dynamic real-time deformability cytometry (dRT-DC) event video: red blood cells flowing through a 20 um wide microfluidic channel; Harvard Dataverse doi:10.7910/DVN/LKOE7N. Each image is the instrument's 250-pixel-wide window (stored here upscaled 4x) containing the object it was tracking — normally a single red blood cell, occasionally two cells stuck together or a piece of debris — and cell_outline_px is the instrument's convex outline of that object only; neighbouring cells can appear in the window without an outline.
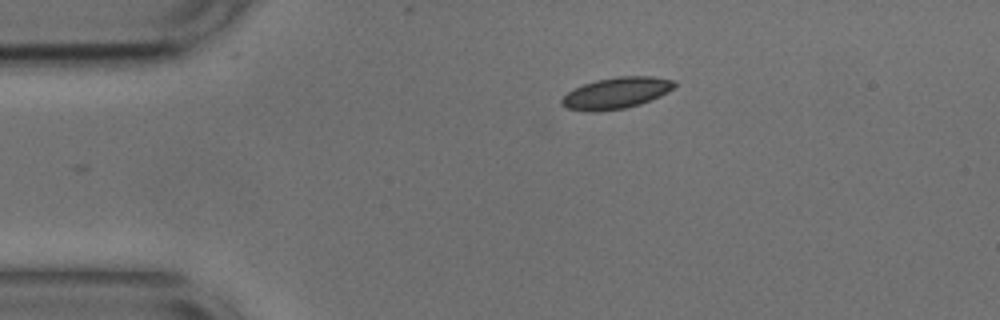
{"species": "common noctule bat (a hibernating species)", "species_latin": "Nyctalus noctula", "temperature_condition": "cold", "stored_images_in_passage": 38, "camera_frame_rate_fps": 3000, "um_per_image_px": 0.085, "animal": {"sex": "male", "body_mass_g": 17.9, "forearm_length_mm": 54.2}, "frame": {"image": 1, "passage_image": 1, "time_ms": 0.0, "image_size_px": [1000, 320], "cell_outline_px": [[676, 84], [668, 92], [660, 96], [640, 104], [624, 108], [592, 112], [568, 108], [560, 104], [560, 100], [568, 92], [584, 84], [596, 80], [616, 76], [652, 76], [676, 80]], "centroid_in_image_um": [52.4, 7.89], "position_along_channel_um": 32.6, "area_um2": 20.46}}
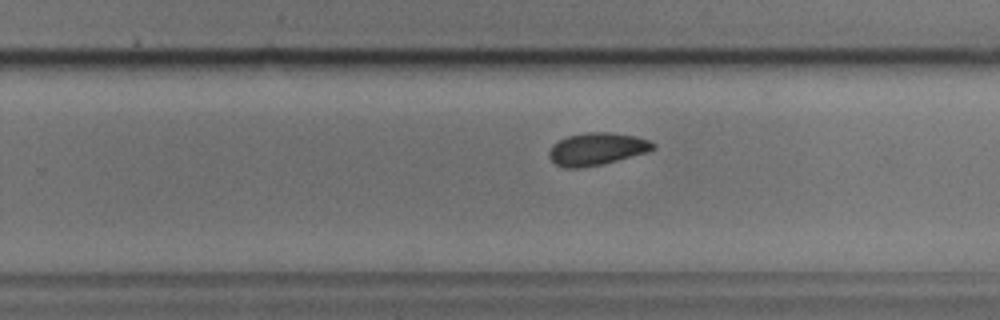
{"frame": {"image": 2, "passage_image": 24, "time_ms": 7.667, "image_size_px": [1000, 320], "cell_outline_px": [[656, 148], [648, 152], [604, 164], [580, 168], [564, 168], [556, 164], [548, 156], [548, 152], [552, 144], [568, 136], [584, 132], [612, 132], [636, 136], [648, 140], [656, 144]], "centroid_in_image_um": [50.74, 12.66], "position_along_channel_um": 279.1, "area_um2": 19.88}}
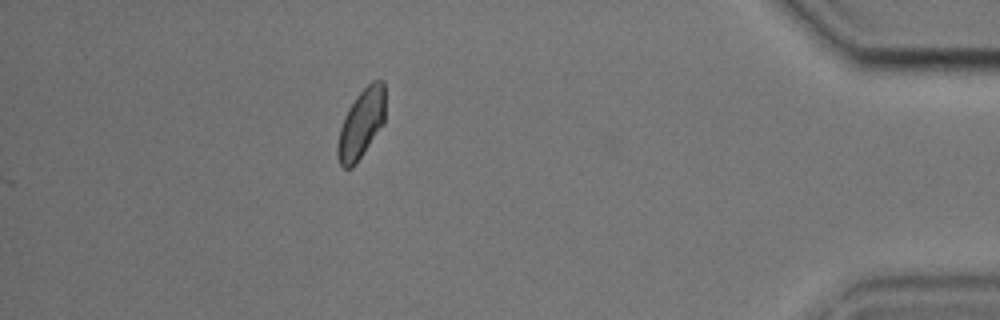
{"frame": {"image": 3, "passage_image": 38, "time_ms": 12.333, "image_size_px": [1000, 320], "cell_outline_px": [[384, 124], [356, 164], [352, 168], [344, 168], [340, 164], [336, 156], [336, 148], [340, 128], [344, 116], [348, 108], [356, 96], [372, 80], [384, 80]], "centroid_in_image_um": [30.69, 10.54], "position_along_channel_um": 404.5, "area_um2": 19.31}, "authors_computed_cell_mechanics": {"area_um2": 19.8543, "velocity_mm_per_s": 3.7282, "shape_relaxation_time_tau1_ms": 8.6534, "shape_relaxation_time_tau2_ms": null, "deformation_change_tau1": 0.1544, "deformation_change_tau2": null}}